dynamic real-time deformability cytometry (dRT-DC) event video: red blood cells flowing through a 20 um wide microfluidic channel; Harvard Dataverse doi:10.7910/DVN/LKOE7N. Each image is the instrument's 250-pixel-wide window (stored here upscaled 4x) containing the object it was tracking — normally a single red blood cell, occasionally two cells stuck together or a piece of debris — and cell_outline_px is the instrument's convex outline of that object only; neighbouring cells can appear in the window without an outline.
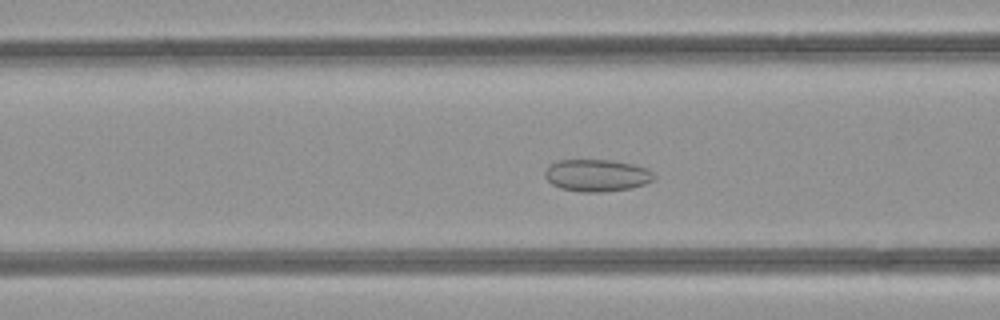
{"species": "common noctule bat (a hibernating species)", "species_latin": "Nyctalus noctula", "temperature_condition": "room temperature", "stored_images_in_passage": 50, "camera_frame_rate_fps": 3000, "um_per_image_px": 0.085, "animal": {"sex": "female", "body_mass_g": 21.9}, "frame": {"image": 1, "passage_image": 19, "time_ms": 6.0, "image_size_px": [1000, 320], "cell_outline_px": [[656, 176], [652, 180], [644, 184], [632, 188], [604, 192], [580, 192], [560, 188], [552, 184], [544, 176], [544, 172], [548, 164], [560, 160], [612, 160], [632, 164], [648, 168]], "centroid_in_image_um": [50.72, 14.91], "position_along_channel_um": 115.9, "area_um2": 20.58}}
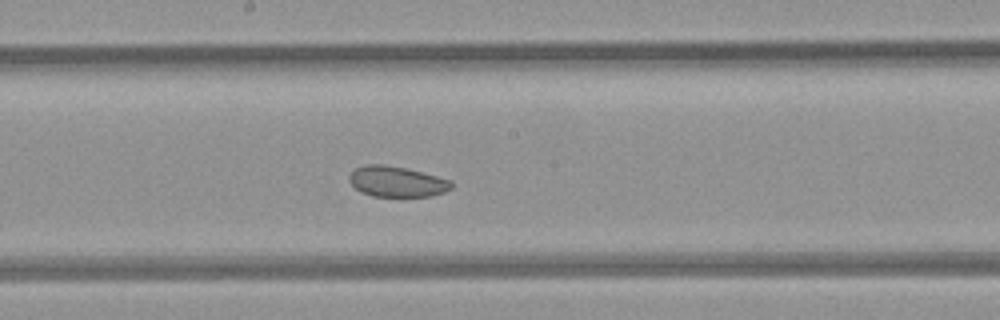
{"frame": {"image": 2, "passage_image": 26, "time_ms": 8.333, "image_size_px": [1000, 320], "cell_outline_px": [[452, 188], [444, 192], [432, 196], [372, 196], [360, 192], [348, 180], [348, 176], [356, 168], [364, 164], [384, 164], [404, 168], [452, 180]], "centroid_in_image_um": [33.71, 15.43], "position_along_channel_um": 214.5, "area_um2": 18.15}}
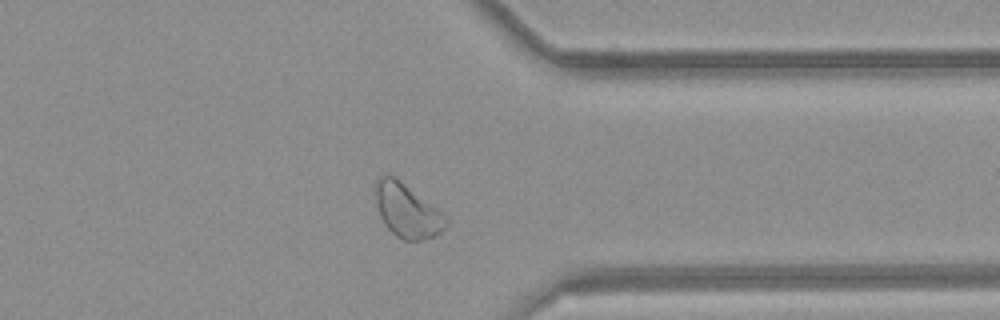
{"frame": {"image": 3, "passage_image": 38, "time_ms": 12.333, "image_size_px": [1000, 320], "cell_outline_px": [[448, 224], [440, 232], [432, 236], [420, 240], [404, 240], [396, 236], [384, 224], [380, 216], [376, 204], [376, 184], [380, 176], [384, 172], [396, 176], [448, 216]], "centroid_in_image_um": [34.61, 17.87], "position_along_channel_um": 376.8, "area_um2": 22.25}, "authors_computed_cell_mechanics": {"area_um2": 24.6228, "velocity_mm_per_s": 4.2094, "shape_relaxation_time_tau1_ms": null, "shape_relaxation_time_tau2_ms": 3.5254, "deformation_change_tau1": null, "deformation_change_tau2": 0.0719}}